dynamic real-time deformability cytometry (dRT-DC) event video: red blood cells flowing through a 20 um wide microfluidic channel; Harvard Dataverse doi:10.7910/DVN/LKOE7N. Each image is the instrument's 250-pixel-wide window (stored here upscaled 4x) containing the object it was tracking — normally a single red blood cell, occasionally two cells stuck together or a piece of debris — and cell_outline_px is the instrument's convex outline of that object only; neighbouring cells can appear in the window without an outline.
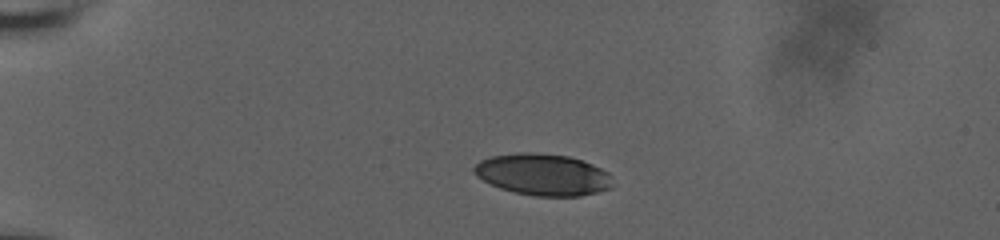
{"species": "human", "species_latin": "Homo sapiens", "temperature_condition": "room temperature", "stored_images_in_passage": 30, "camera_frame_rate_fps": 3000, "um_per_image_px": 0.085, "donor": {"sex": "male"}, "frame": {"image": 1, "passage_image": 1, "time_ms": 0.0, "image_size_px": [1000, 240], "cell_outline_px": [[612, 188], [580, 196], [532, 196], [512, 192], [500, 188], [476, 176], [472, 172], [472, 168], [480, 160], [492, 156], [520, 152], [536, 152], [568, 156], [592, 164], [608, 172], [612, 176]], "centroid_in_image_um": [46.14, 14.84], "position_along_channel_um": 38.9, "area_um2": 33.76}}
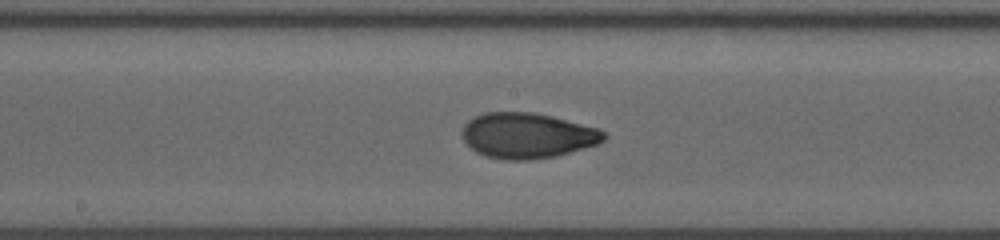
{"frame": {"image": 2, "passage_image": 17, "time_ms": 6.0, "image_size_px": [1000, 240], "cell_outline_px": [[608, 136], [604, 140], [596, 144], [556, 156], [532, 160], [504, 160], [488, 156], [476, 152], [460, 136], [460, 132], [464, 124], [468, 120], [484, 112], [532, 112], [552, 116], [596, 128], [604, 132]], "centroid_in_image_um": [44.78, 11.52], "position_along_channel_um": 203.4, "area_um2": 37.45}}
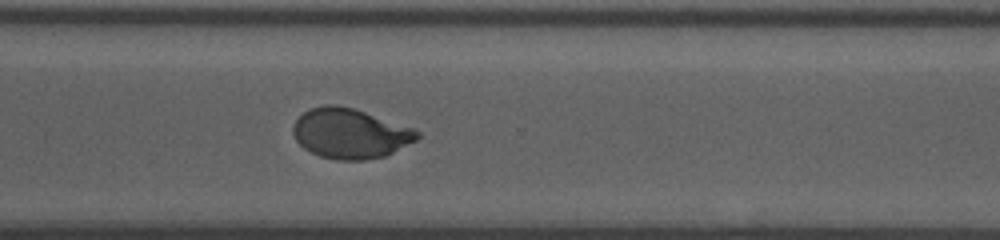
{"frame": {"image": 3, "passage_image": 30, "time_ms": 9.667, "image_size_px": [1000, 240], "cell_outline_px": [[420, 136], [416, 140], [384, 156], [364, 160], [336, 160], [320, 156], [304, 148], [296, 140], [292, 132], [292, 124], [304, 112], [312, 108], [324, 104], [336, 104], [352, 108], [412, 128], [420, 132]], "centroid_in_image_um": [29.72, 11.35], "position_along_channel_um": 340.9, "area_um2": 35.78}}